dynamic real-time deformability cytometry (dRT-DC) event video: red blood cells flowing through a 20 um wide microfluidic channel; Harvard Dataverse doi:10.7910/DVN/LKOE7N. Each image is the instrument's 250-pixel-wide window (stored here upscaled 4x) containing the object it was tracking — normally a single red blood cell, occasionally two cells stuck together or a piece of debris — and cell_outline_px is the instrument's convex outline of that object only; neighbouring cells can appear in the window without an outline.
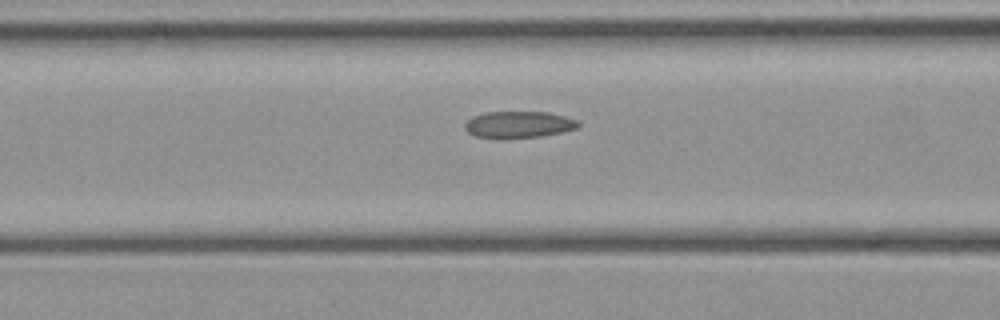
{"species": "common noctule bat (a hibernating species)", "species_latin": "Nyctalus noctula", "temperature_condition": "cold", "stored_images_in_passage": 16, "camera_frame_rate_fps": 3000, "um_per_image_px": 0.085, "animal": {"sex": "female", "body_mass_g": 21.9}, "frame": {"image": 1, "passage_image": 14, "time_ms": 4.333, "image_size_px": [1000, 320], "cell_outline_px": [[580, 124], [576, 128], [560, 132], [540, 136], [496, 140], [476, 136], [468, 132], [464, 128], [464, 124], [472, 116], [484, 112], [548, 112], [564, 116], [576, 120]], "centroid_in_image_um": [44.01, 10.6], "position_along_channel_um": 122.6, "area_um2": 17.8}}